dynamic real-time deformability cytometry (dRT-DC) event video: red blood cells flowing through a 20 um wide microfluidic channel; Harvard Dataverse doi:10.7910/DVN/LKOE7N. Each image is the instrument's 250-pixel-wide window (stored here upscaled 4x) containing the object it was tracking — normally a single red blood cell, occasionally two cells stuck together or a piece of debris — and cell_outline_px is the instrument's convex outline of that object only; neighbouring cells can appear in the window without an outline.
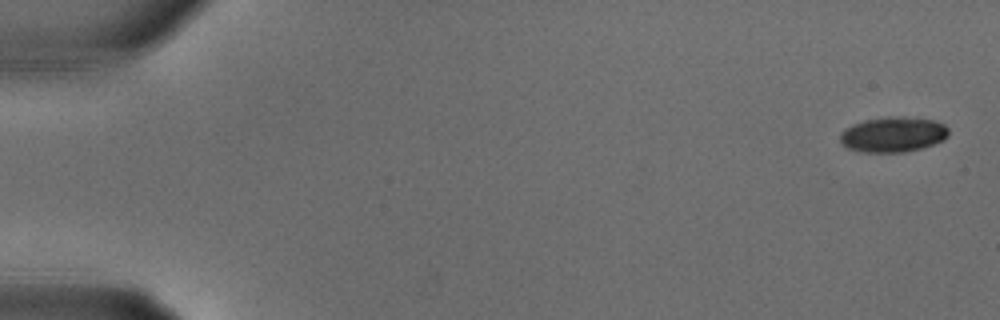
{"species": "common noctule bat (a hibernating species)", "species_latin": "Nyctalus noctula", "temperature_condition": "warm", "stored_images_in_passage": 17, "camera_frame_rate_fps": 3000, "um_per_image_px": 0.085, "animal": {"sex": "male", "body_mass_g": 18.8}, "frame": {"image": 1, "passage_image": 1, "time_ms": 0.0, "image_size_px": [1000, 320], "cell_outline_px": [[948, 136], [944, 140], [920, 148], [904, 152], [860, 152], [848, 148], [840, 140], [840, 132], [844, 128], [852, 124], [864, 120], [888, 116], [904, 116], [932, 120], [944, 124], [948, 128]], "centroid_in_image_um": [75.89, 11.42], "position_along_channel_um": 9.1, "area_um2": 22.37}}
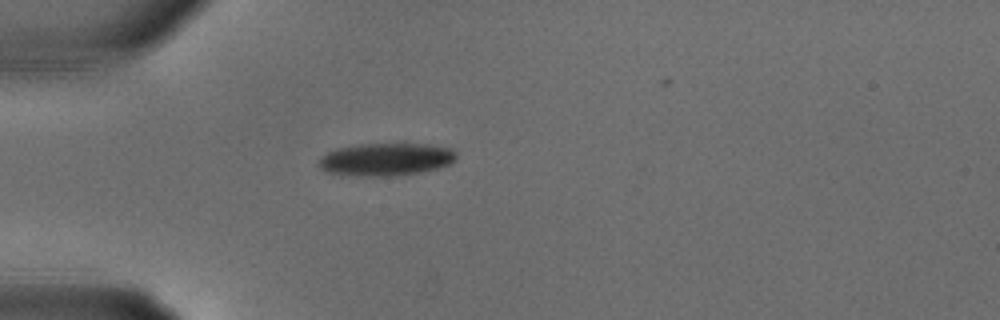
{"frame": {"image": 2, "passage_image": 9, "time_ms": 2.667, "image_size_px": [1000, 320], "cell_outline_px": [[456, 160], [440, 168], [420, 172], [396, 176], [360, 176], [324, 172], [316, 164], [328, 152], [336, 148], [360, 144], [404, 140], [452, 148], [456, 152]], "centroid_in_image_um": [32.85, 13.5], "position_along_channel_um": 52.2, "area_um2": 27.34}}
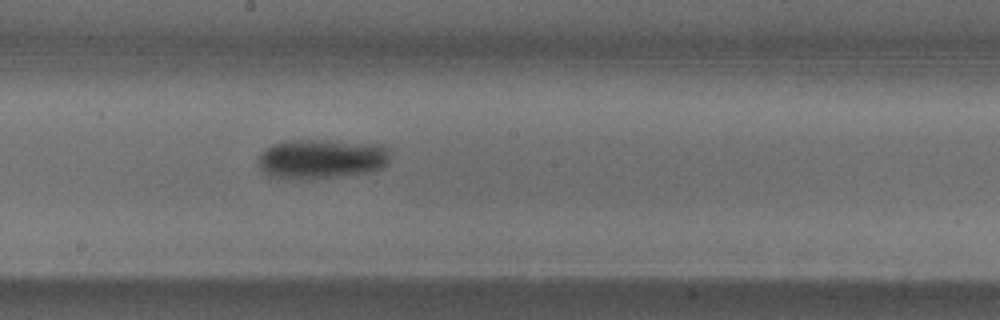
{"frame": {"image": 3, "passage_image": 17, "time_ms": 5.333, "image_size_px": [1000, 320], "cell_outline_px": [[388, 164], [384, 168], [372, 172], [312, 180], [308, 180], [268, 176], [260, 168], [256, 160], [260, 152], [264, 148], [280, 140], [324, 140], [376, 144], [388, 148]], "centroid_in_image_um": [27.28, 13.52], "position_along_channel_um": 220.9, "area_um2": 31.15}}